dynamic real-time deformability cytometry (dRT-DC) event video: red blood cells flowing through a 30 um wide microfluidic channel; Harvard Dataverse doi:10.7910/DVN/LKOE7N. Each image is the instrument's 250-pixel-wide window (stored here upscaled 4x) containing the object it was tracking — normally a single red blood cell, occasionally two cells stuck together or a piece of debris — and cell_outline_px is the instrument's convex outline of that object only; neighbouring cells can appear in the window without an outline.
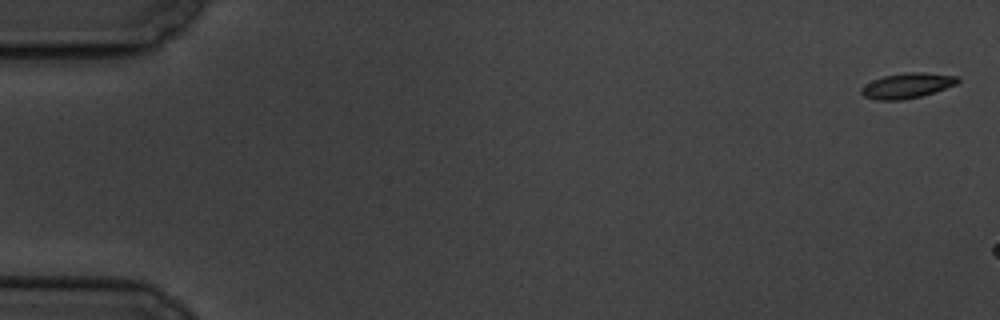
{"species": "common noctule bat (a hibernating species)", "species_latin": "Nyctalus noctula", "temperature_condition": "cold", "stored_images_in_passage": 3, "camera_frame_rate_fps": 3000, "um_per_image_px": 0.085, "animal": {"sex": "male", "body_mass_g": 19.5, "forearm_length_mm": 54.6}, "frame": {"image": 1, "passage_image": 1, "time_ms": 0.0, "image_size_px": [1000, 320], "cell_outline_px": [[960, 80], [956, 84], [920, 96], [904, 100], [876, 100], [864, 96], [860, 92], [860, 88], [864, 84], [872, 80], [884, 76], [908, 72], [924, 72], [960, 76]], "centroid_in_image_um": [77.08, 7.27], "position_along_channel_um": 7.9, "area_um2": 14.16}}